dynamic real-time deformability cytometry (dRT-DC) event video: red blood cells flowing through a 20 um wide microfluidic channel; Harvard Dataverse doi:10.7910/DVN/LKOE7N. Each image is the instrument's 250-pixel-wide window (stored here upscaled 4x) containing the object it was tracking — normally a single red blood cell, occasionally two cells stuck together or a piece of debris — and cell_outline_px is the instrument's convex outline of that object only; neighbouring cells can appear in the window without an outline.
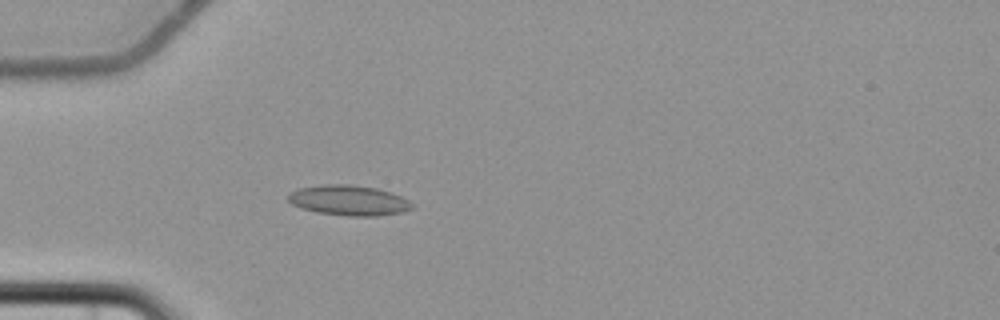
{"species": "common noctule bat (a hibernating species)", "species_latin": "Nyctalus noctula", "temperature_condition": "cold", "stored_images_in_passage": 6, "camera_frame_rate_fps": 3000, "um_per_image_px": 0.085, "animal": {"sex": "female", "body_mass_g": 22.7, "forearm_length_mm": 54.2}, "frame": {"image": 1, "passage_image": 6, "time_ms": 6.0, "image_size_px": [1000, 320], "cell_outline_px": [[416, 204], [412, 208], [404, 212], [376, 216], [348, 216], [316, 212], [300, 208], [292, 204], [288, 200], [288, 192], [300, 188], [324, 184], [348, 184], [376, 188], [392, 192]], "centroid_in_image_um": [29.66, 17.03], "position_along_channel_um": 55.3, "area_um2": 22.02}}